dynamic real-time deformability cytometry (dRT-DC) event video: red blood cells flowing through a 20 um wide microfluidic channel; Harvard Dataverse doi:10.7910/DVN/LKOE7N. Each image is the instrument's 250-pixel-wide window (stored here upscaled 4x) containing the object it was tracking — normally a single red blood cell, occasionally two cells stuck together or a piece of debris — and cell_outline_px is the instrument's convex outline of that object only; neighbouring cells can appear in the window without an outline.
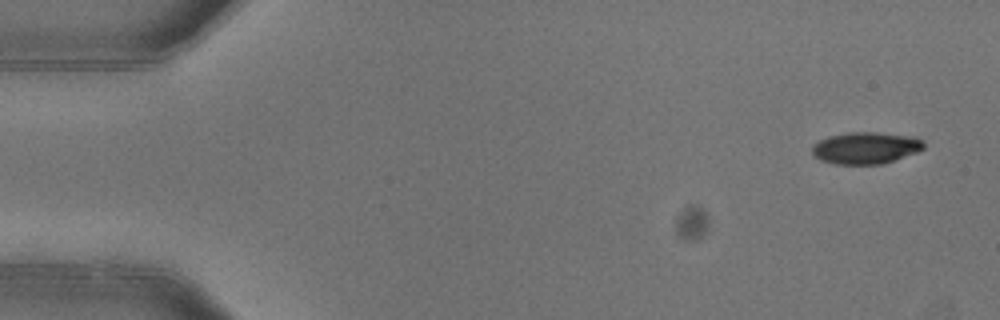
{"species": "common noctule bat (a hibernating species)", "species_latin": "Nyctalus noctula", "temperature_condition": "warm", "stored_images_in_passage": 7, "camera_frame_rate_fps": 3000, "um_per_image_px": 0.085, "animal": {"sex": "female"}, "frame": {"image": 1, "passage_image": 1, "time_ms": 0.0, "image_size_px": [1000, 320], "cell_outline_px": [[924, 148], [916, 152], [880, 164], [836, 164], [820, 160], [812, 156], [812, 148], [820, 140], [828, 136], [848, 132], [876, 132], [916, 136], [924, 140]], "centroid_in_image_um": [73.59, 12.56], "position_along_channel_um": 11.4, "area_um2": 20.69}}
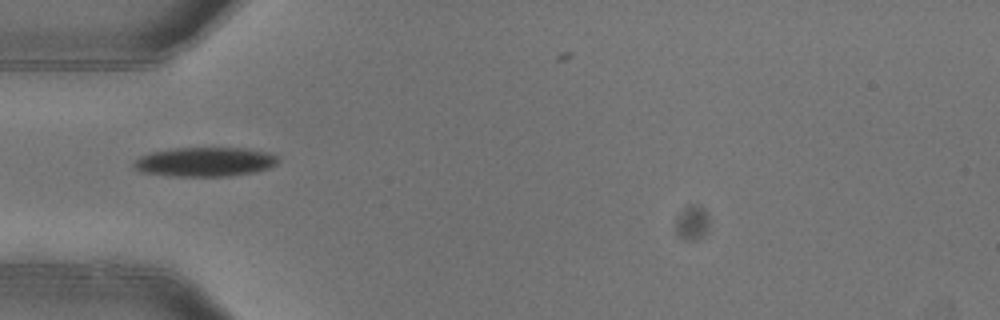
{"frame": {"image": 2, "passage_image": 5, "time_ms": 1.333, "image_size_px": [1000, 320], "cell_outline_px": [[280, 160], [276, 164], [268, 168], [256, 172], [228, 176], [168, 176], [140, 172], [132, 168], [132, 164], [140, 156], [152, 152], [176, 148], [248, 148], [268, 152], [276, 156]], "centroid_in_image_um": [17.41, 13.76], "position_along_channel_um": 67.6, "area_um2": 24.8}}